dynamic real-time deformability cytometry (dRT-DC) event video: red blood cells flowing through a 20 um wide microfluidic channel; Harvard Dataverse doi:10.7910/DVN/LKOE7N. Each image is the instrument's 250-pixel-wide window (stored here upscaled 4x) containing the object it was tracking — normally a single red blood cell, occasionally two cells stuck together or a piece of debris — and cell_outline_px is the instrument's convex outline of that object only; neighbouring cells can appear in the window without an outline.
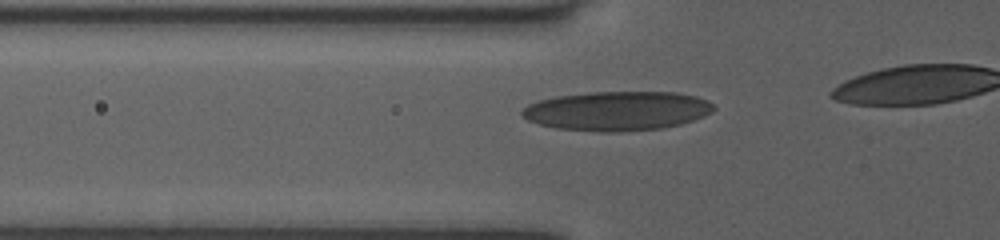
{"species": "human", "species_latin": "Homo sapiens", "temperature_condition": "room temperature", "stored_images_in_passage": 12, "camera_frame_rate_fps": 3000, "um_per_image_px": 0.085, "donor": {"sex": "female"}, "frame": {"image": 1, "passage_image": 7, "time_ms": 2.0, "image_size_px": [1000, 240], "cell_outline_px": [[716, 108], [712, 112], [704, 116], [680, 124], [664, 128], [620, 132], [600, 132], [556, 128], [540, 124], [528, 120], [520, 112], [528, 104], [540, 100], [556, 96], [588, 92], [676, 92], [696, 96], [708, 100]], "centroid_in_image_um": [52.48, 9.43], "position_along_channel_um": 73.3, "area_um2": 43.99}}
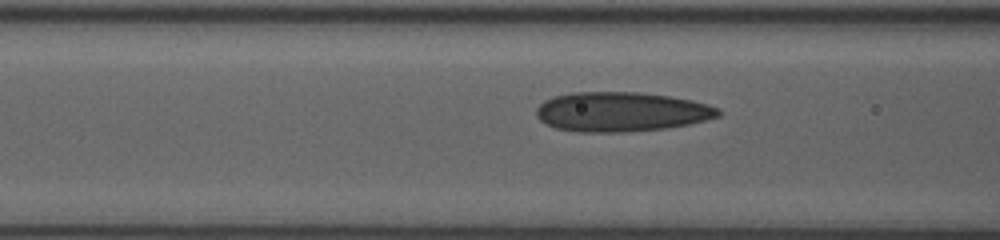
{"frame": {"image": 2, "passage_image": 10, "time_ms": 3.0, "image_size_px": [1000, 240], "cell_outline_px": [[720, 116], [688, 124], [664, 128], [624, 132], [580, 132], [556, 128], [540, 120], [536, 116], [536, 108], [544, 100], [552, 96], [572, 92], [640, 92], [668, 96], [692, 100], [708, 104], [716, 108], [720, 112]], "centroid_in_image_um": [52.76, 9.49], "position_along_channel_um": 113.8, "area_um2": 41.85}}